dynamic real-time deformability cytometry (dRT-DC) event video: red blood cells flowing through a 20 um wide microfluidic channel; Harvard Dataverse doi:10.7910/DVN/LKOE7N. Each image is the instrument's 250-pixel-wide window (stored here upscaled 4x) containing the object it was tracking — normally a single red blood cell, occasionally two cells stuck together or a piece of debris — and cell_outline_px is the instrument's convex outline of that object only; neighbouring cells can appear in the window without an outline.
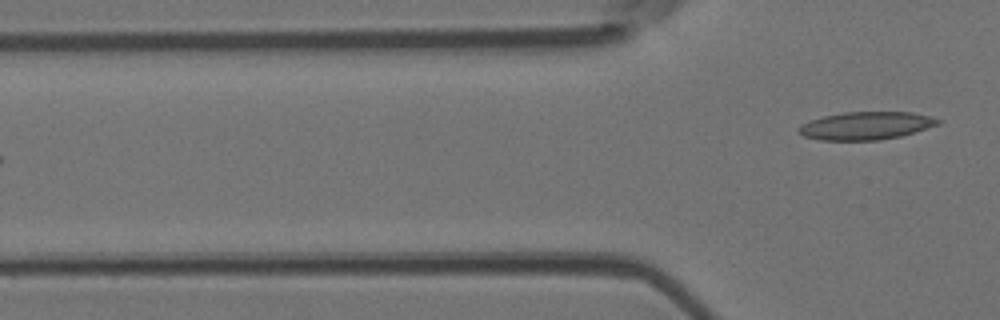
{"species": "Egyptian fruit bat (a non-hibernating species)", "species_latin": "Rousettus aegyptiacus", "temperature_condition": "room temperature", "stored_images_in_passage": 6, "camera_frame_rate_fps": 3000, "um_per_image_px": 0.085, "animal": {"sex": "female"}, "frame": {"image": 1, "passage_image": 6, "time_ms": 1.667, "image_size_px": [1000, 320], "cell_outline_px": [[940, 124], [900, 136], [880, 140], [820, 140], [804, 136], [796, 132], [796, 128], [800, 124], [808, 120], [824, 116], [844, 112], [912, 112], [928, 116], [940, 120]], "centroid_in_image_um": [73.53, 10.68], "position_along_channel_um": 52.3, "area_um2": 22.66}}